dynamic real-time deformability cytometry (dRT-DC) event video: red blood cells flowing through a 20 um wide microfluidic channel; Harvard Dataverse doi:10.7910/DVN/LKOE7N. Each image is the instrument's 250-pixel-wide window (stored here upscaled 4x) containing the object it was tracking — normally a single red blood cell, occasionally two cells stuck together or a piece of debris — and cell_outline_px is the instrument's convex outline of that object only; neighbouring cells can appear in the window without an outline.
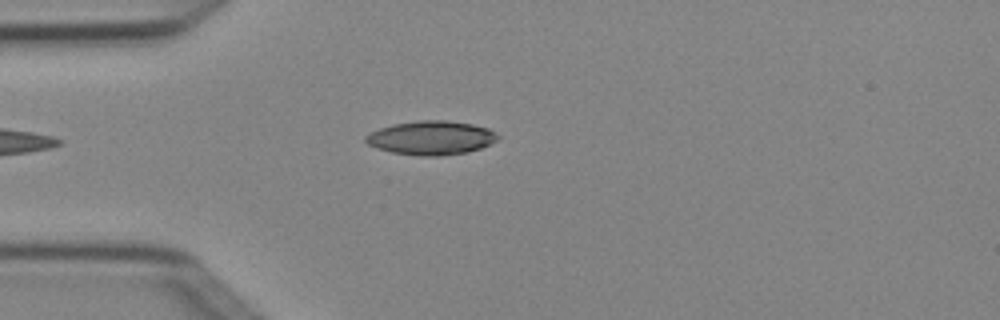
{"species": "Egyptian fruit bat (a non-hibernating species)", "species_latin": "Rousettus aegyptiacus", "temperature_condition": "cold", "stored_images_in_passage": 4, "camera_frame_rate_fps": 3000, "um_per_image_px": 0.085, "animal": {"sex": "female"}, "frame": {"image": 1, "passage_image": 4, "time_ms": 1.0, "image_size_px": [1000, 320], "cell_outline_px": [[500, 136], [496, 140], [480, 148], [468, 152], [440, 156], [420, 156], [392, 152], [376, 148], [368, 144], [364, 140], [364, 136], [380, 128], [396, 124], [416, 120], [448, 120], [472, 124], [488, 128], [496, 132]], "centroid_in_image_um": [36.65, 11.71], "position_along_channel_um": 48.3, "area_um2": 26.07}}